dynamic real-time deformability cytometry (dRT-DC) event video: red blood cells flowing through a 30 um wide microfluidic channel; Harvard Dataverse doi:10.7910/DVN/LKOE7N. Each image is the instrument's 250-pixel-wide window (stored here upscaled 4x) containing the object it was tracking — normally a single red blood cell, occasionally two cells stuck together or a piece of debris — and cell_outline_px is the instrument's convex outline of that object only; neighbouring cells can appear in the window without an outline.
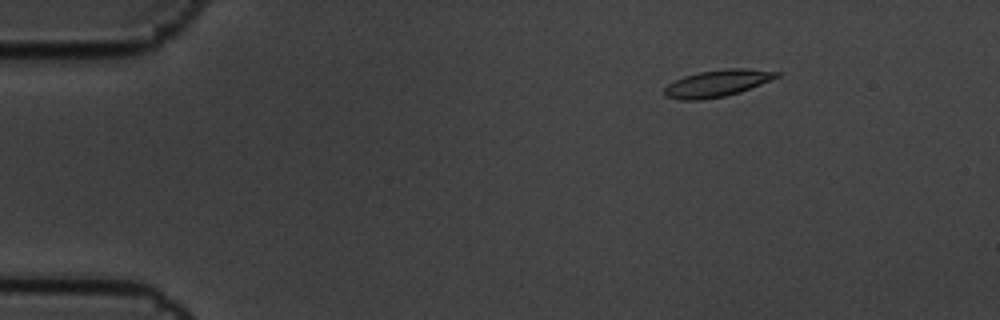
{"species": "common noctule bat (a hibernating species)", "species_latin": "Nyctalus noctula", "temperature_condition": "cold", "stored_images_in_passage": 8, "camera_frame_rate_fps": 3000, "um_per_image_px": 0.085, "animal": {"sex": "male", "body_mass_g": 19.5, "forearm_length_mm": 54.6}, "frame": {"image": 1, "passage_image": 3, "time_ms": 0.667, "image_size_px": [1000, 320], "cell_outline_px": [[784, 72], [780, 76], [740, 92], [724, 96], [700, 100], [680, 100], [664, 96], [664, 88], [668, 84], [684, 76], [700, 72], [728, 68], [744, 68]], "centroid_in_image_um": [60.97, 7.08], "position_along_channel_um": 24.0, "area_um2": 17.51}}
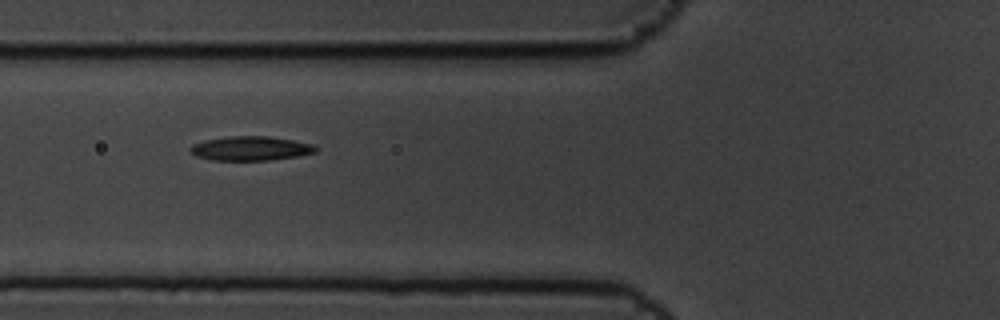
{"frame": {"image": 2, "passage_image": 7, "time_ms": 2.0, "image_size_px": [1000, 320], "cell_outline_px": [[320, 148], [316, 152], [296, 156], [268, 160], [212, 160], [196, 156], [188, 148], [192, 144], [204, 140], [232, 136], [268, 136], [316, 144]], "centroid_in_image_um": [21.33, 12.61], "position_along_channel_um": 104.5, "area_um2": 17.74}}
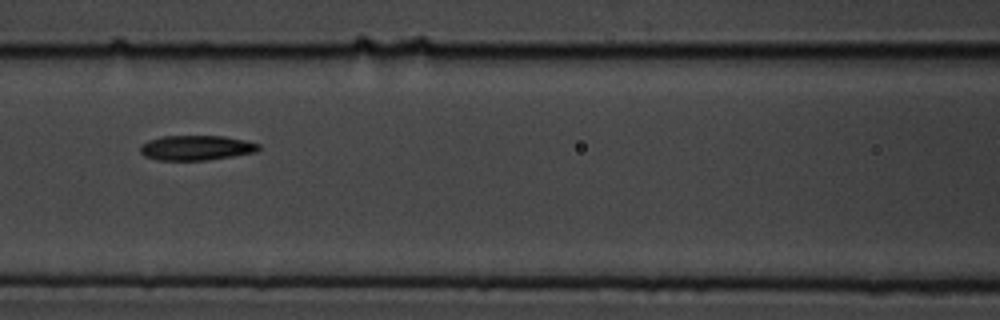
{"frame": {"image": 3, "passage_image": 8, "time_ms": 2.333, "image_size_px": [1000, 320], "cell_outline_px": [[260, 148], [256, 152], [208, 160], [156, 160], [144, 156], [140, 152], [140, 144], [148, 140], [160, 136], [224, 136], [244, 140], [260, 144]], "centroid_in_image_um": [16.64, 12.56], "position_along_channel_um": 150.0, "area_um2": 17.28}}